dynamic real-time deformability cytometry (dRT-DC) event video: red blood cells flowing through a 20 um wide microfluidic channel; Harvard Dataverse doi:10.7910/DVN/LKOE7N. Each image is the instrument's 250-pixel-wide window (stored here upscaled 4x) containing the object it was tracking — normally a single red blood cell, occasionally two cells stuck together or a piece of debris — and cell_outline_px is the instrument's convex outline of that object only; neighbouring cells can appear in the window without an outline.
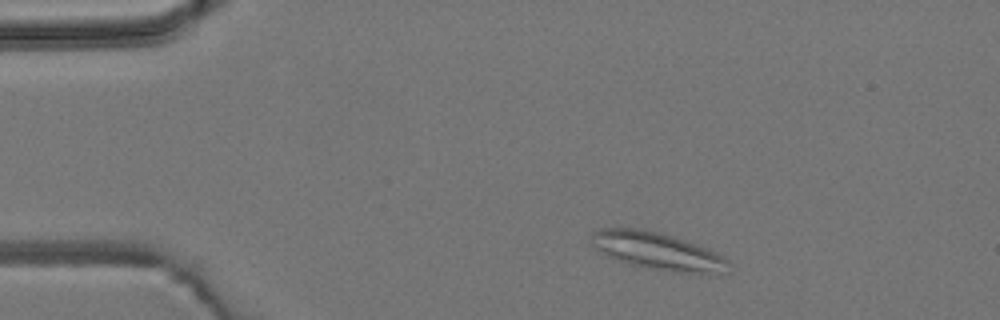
{"species": "common noctule bat (a hibernating species)", "species_latin": "Nyctalus noctula", "temperature_condition": "room temperature", "stored_images_in_passage": 6, "camera_frame_rate_fps": 3000, "um_per_image_px": 0.085, "animal": {"sex": "male", "body_mass_g": 19.2, "forearm_length_mm": 51.8}, "frame": {"image": 1, "passage_image": 1, "time_ms": 0.0, "image_size_px": [1000, 320], "cell_outline_px": [[732, 264], [728, 272], [708, 276], [672, 272], [628, 264], [608, 256], [600, 252], [592, 244], [592, 232], [600, 228], [640, 228], [660, 232], [684, 240], [716, 252], [728, 260]], "centroid_in_image_um": [55.98, 21.38], "position_along_channel_um": 29.0, "area_um2": 30.4}}
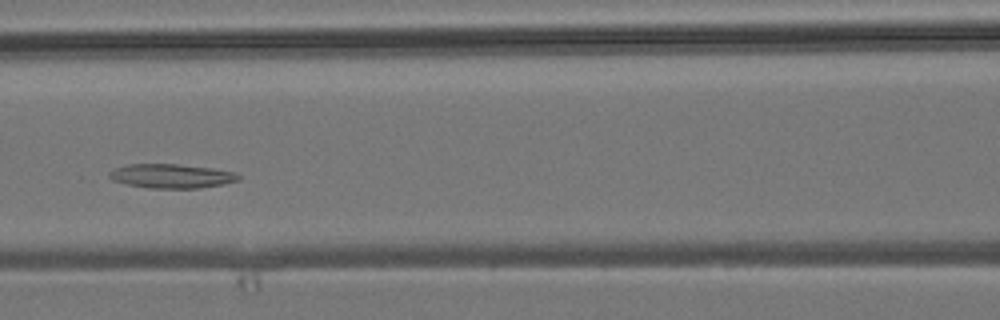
{"frame": {"image": 2, "passage_image": 5, "time_ms": 4.667, "image_size_px": [1000, 320], "cell_outline_px": [[240, 180], [224, 184], [200, 188], [148, 188], [128, 184], [112, 180], [108, 176], [108, 172], [116, 168], [128, 164], [176, 164], [212, 168], [232, 172], [240, 176]], "centroid_in_image_um": [14.56, 14.97], "position_along_channel_um": 152.0, "area_um2": 18.09}}
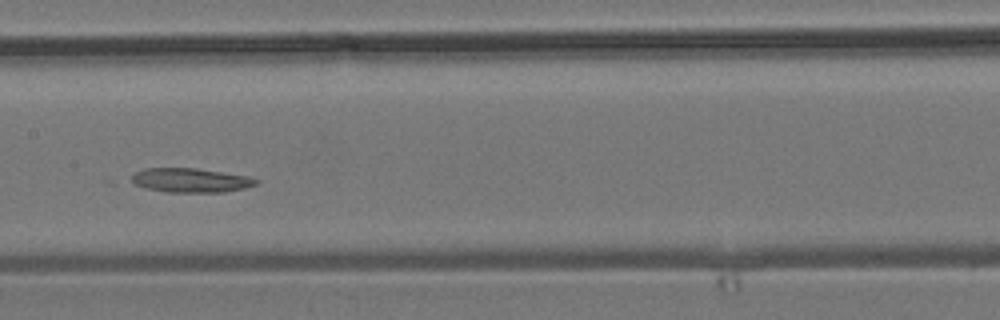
{"frame": {"image": 3, "passage_image": 6, "time_ms": 5.667, "image_size_px": [1000, 320], "cell_outline_px": [[260, 180], [256, 184], [244, 188], [224, 192], [164, 192], [148, 188], [136, 184], [132, 180], [132, 176], [136, 172], [144, 168], [196, 168], [248, 176]], "centroid_in_image_um": [16.23, 15.32], "position_along_channel_um": 191.2, "area_um2": 17.4}}